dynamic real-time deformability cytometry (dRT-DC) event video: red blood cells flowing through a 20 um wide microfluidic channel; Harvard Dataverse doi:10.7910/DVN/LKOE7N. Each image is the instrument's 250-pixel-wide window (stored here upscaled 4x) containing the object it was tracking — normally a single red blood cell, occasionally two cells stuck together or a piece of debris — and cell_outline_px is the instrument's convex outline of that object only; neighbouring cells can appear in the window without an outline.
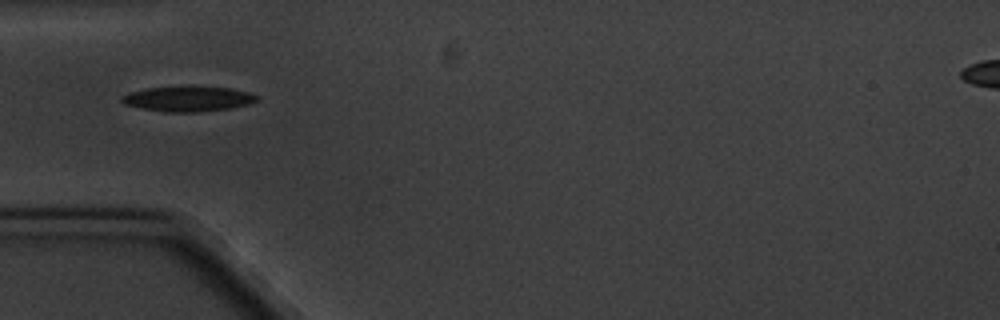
{"species": "common noctule bat (a hibernating species)", "species_latin": "Nyctalus noctula", "temperature_condition": "cold", "stored_images_in_passage": 7, "camera_frame_rate_fps": 3000, "um_per_image_px": 0.085, "animal": {"sex": "male", "body_mass_g": 20.1, "forearm_length_mm": 53.5}, "frame": {"image": 1, "passage_image": 6, "time_ms": 5.667, "image_size_px": [1000, 320], "cell_outline_px": [[260, 96], [256, 100], [248, 104], [228, 108], [200, 112], [164, 112], [140, 108], [124, 104], [120, 100], [120, 96], [128, 92], [148, 88], [180, 84], [192, 84], [228, 88], [248, 92]], "centroid_in_image_um": [15.92, 8.36], "position_along_channel_um": 69.1, "area_um2": 20.58}}